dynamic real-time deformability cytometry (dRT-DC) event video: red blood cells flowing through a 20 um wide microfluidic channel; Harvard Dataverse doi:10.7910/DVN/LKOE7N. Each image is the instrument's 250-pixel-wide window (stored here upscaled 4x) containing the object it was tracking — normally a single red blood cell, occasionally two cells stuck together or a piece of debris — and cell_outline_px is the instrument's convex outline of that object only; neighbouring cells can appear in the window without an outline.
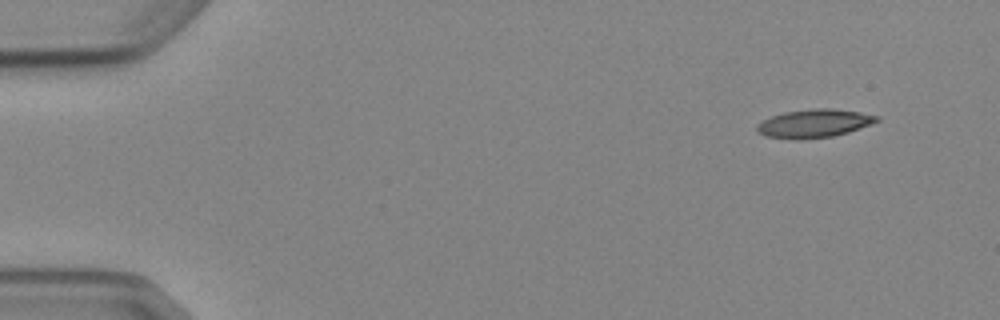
{"species": "Egyptian fruit bat (a non-hibernating species)", "species_latin": "Rousettus aegyptiacus", "temperature_condition": "cold", "stored_images_in_passage": 4, "camera_frame_rate_fps": 3000, "um_per_image_px": 0.085, "animal": {"sex": "female"}, "frame": {"image": 1, "passage_image": 1, "time_ms": 0.0, "image_size_px": [1000, 320], "cell_outline_px": [[880, 120], [872, 124], [848, 132], [832, 136], [804, 140], [796, 140], [764, 136], [756, 132], [756, 124], [772, 116], [784, 112], [816, 108], [832, 108], [860, 112], [880, 116]], "centroid_in_image_um": [69.19, 10.5], "position_along_channel_um": 15.8, "area_um2": 20.0}}
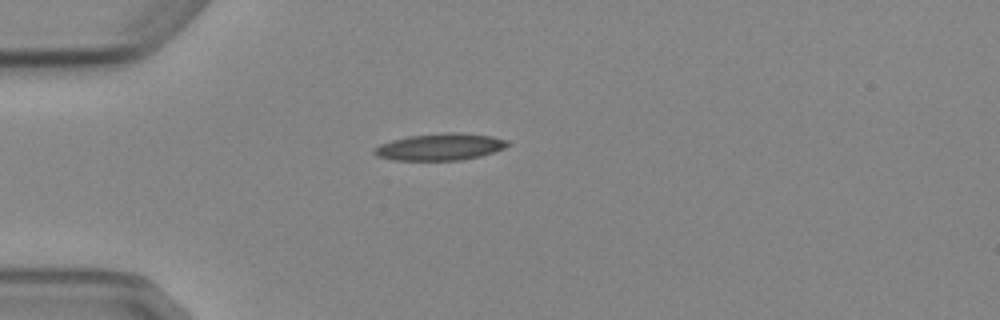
{"frame": {"image": 2, "passage_image": 4, "time_ms": 3.333, "image_size_px": [1000, 320], "cell_outline_px": [[512, 144], [504, 148], [480, 156], [460, 160], [392, 160], [376, 156], [372, 152], [372, 148], [380, 144], [392, 140], [408, 136], [444, 132], [460, 132], [492, 136], [508, 140]], "centroid_in_image_um": [37.39, 12.47], "position_along_channel_um": 47.6, "area_um2": 21.1}}